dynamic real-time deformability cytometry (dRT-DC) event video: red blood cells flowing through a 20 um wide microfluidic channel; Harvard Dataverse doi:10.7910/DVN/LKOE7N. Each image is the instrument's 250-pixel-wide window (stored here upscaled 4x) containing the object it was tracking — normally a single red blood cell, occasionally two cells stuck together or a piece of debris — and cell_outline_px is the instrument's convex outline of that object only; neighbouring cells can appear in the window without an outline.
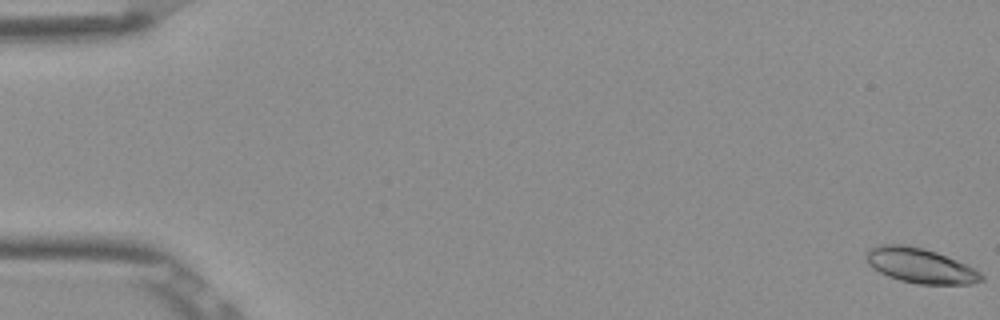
{"species": "Egyptian fruit bat (a non-hibernating species)", "species_latin": "Rousettus aegyptiacus", "temperature_condition": "room temperature", "stored_images_in_passage": 18, "camera_frame_rate_fps": 3000, "um_per_image_px": 0.085, "frame": {"image": 1, "passage_image": 1, "time_ms": 0.0, "image_size_px": [1000, 320], "cell_outline_px": [[984, 280], [972, 284], [916, 284], [900, 280], [888, 276], [872, 268], [868, 264], [864, 256], [864, 252], [868, 248], [880, 244], [904, 244], [924, 248], [936, 252], [976, 268], [984, 276]], "centroid_in_image_um": [78.2, 22.57], "position_along_channel_um": 6.8, "area_um2": 23.76}}
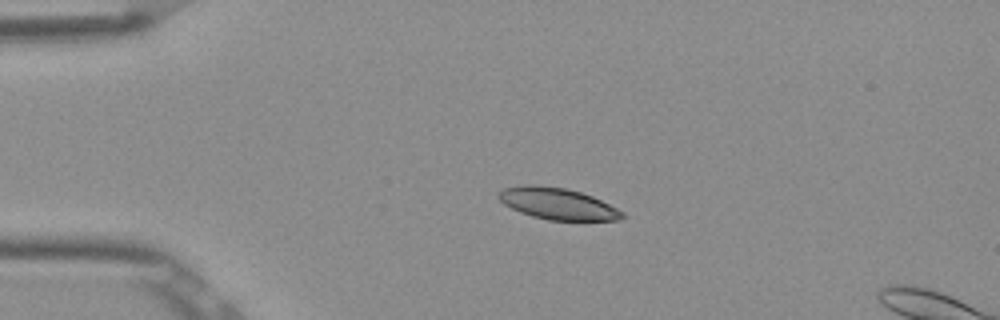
{"frame": {"image": 2, "passage_image": 13, "time_ms": 4.0, "image_size_px": [1000, 320], "cell_outline_px": [[624, 216], [620, 220], [548, 220], [532, 216], [520, 212], [504, 204], [496, 196], [504, 188], [524, 184], [536, 184], [564, 188], [580, 192], [592, 196], [624, 212]], "centroid_in_image_um": [47.37, 17.31], "position_along_channel_um": 37.6, "area_um2": 22.6}}